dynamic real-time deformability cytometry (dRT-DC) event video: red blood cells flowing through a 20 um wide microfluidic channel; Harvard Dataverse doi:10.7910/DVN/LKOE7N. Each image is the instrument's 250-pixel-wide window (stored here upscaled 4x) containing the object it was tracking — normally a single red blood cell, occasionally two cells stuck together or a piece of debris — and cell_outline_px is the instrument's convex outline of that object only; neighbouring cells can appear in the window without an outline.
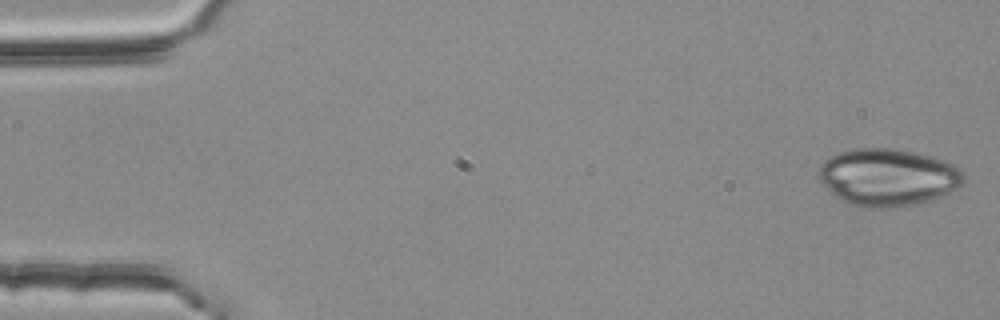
{"species": "common noctule bat (a hibernating species)", "species_latin": "Nyctalus noctula", "temperature_condition": "room temperature", "stored_images_in_passage": 53, "camera_frame_rate_fps": 3000, "um_per_image_px": 0.085, "animal": {"sex": "female", "body_mass_g": 25.1}, "frame": {"image": 1, "passage_image": 1, "time_ms": 0.0, "image_size_px": [1000, 320], "cell_outline_px": [[964, 180], [960, 188], [940, 196], [916, 204], [892, 208], [864, 208], [848, 204], [840, 200], [820, 180], [816, 172], [820, 164], [828, 156], [840, 152], [856, 148], [896, 148], [944, 160], [960, 168], [964, 172]], "centroid_in_image_um": [75.45, 15.07], "position_along_channel_um": 9.5, "area_um2": 48.73}}
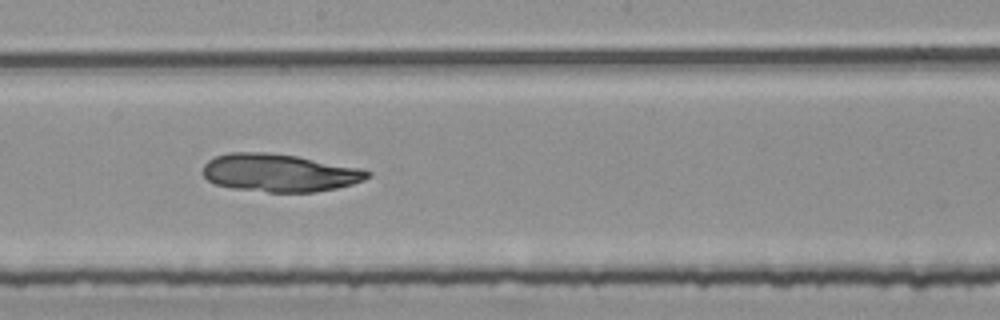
{"frame": {"image": 2, "passage_image": 29, "time_ms": 9.333, "image_size_px": [1000, 320], "cell_outline_px": [[372, 176], [364, 180], [352, 184], [336, 188], [316, 192], [268, 192], [232, 188], [216, 184], [208, 180], [204, 176], [204, 164], [208, 160], [216, 156], [228, 152], [264, 152], [296, 156], [360, 168], [372, 172]], "centroid_in_image_um": [23.76, 14.69], "position_along_channel_um": 224.4, "area_um2": 36.24}}
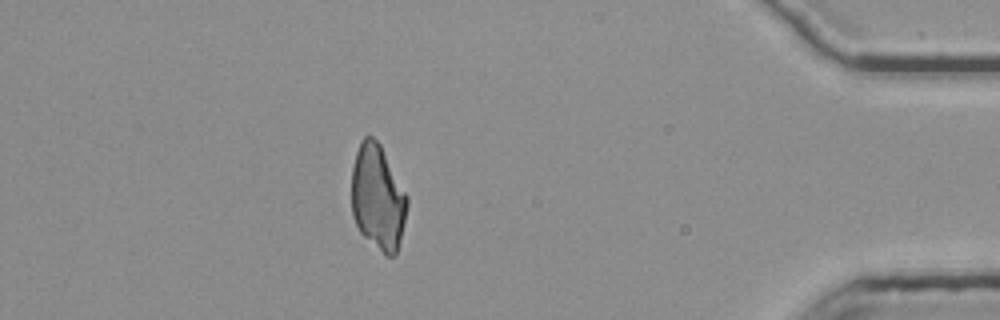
{"frame": {"image": 3, "passage_image": 47, "time_ms": 15.333, "image_size_px": [1000, 320], "cell_outline_px": [[408, 204], [400, 240], [396, 256], [388, 256], [364, 236], [360, 232], [352, 216], [352, 168], [356, 152], [360, 140], [364, 136], [372, 136], [380, 144], [408, 196]], "centroid_in_image_um": [32.11, 16.76], "position_along_channel_um": 403.1, "area_um2": 33.99}}